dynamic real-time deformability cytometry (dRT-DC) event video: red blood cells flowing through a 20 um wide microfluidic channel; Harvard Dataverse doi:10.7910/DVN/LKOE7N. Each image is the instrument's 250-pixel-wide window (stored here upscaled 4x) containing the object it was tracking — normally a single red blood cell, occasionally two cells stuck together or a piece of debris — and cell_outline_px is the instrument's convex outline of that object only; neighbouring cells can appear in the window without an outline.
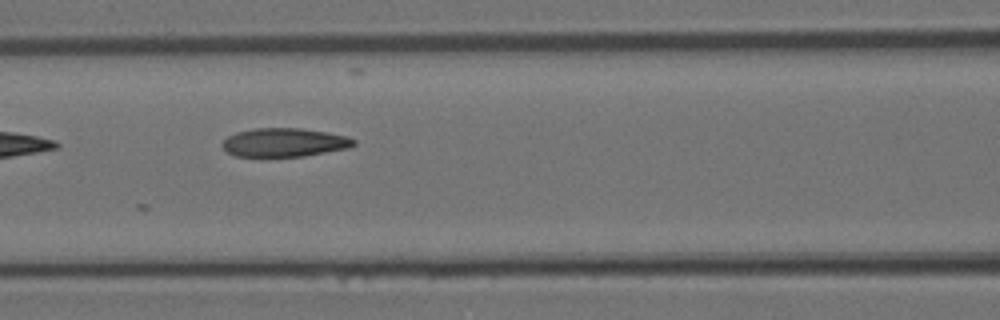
{"species": "Egyptian fruit bat (a non-hibernating species)", "species_latin": "Rousettus aegyptiacus", "temperature_condition": "room temperature", "stored_images_in_passage": 14, "camera_frame_rate_fps": 3000, "um_per_image_px": 0.085, "animal": {"sex": "female"}, "frame": {"image": 1, "passage_image": 10, "time_ms": 3.0, "image_size_px": [1000, 320], "cell_outline_px": [[356, 144], [348, 148], [304, 156], [236, 156], [228, 152], [220, 144], [228, 136], [236, 132], [252, 128], [300, 128], [328, 132], [348, 136], [356, 140]], "centroid_in_image_um": [24.18, 12.09], "position_along_channel_um": 142.4, "area_um2": 21.96}}